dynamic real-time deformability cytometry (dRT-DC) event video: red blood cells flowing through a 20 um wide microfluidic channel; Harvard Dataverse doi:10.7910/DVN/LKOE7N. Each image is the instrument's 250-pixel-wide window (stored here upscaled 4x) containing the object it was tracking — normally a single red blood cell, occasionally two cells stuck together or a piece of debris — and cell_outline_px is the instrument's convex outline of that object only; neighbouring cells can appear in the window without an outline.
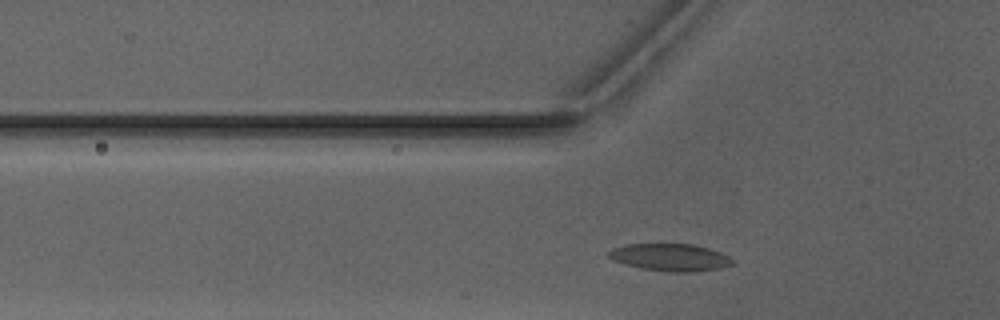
{"species": "Egyptian fruit bat (a non-hibernating species)", "species_latin": "Rousettus aegyptiacus", "temperature_condition": "warm", "stored_images_in_passage": 30, "camera_frame_rate_fps": 3000, "um_per_image_px": 0.085, "animal": {"sex": "male"}, "frame": {"image": 1, "passage_image": 6, "time_ms": 1.667, "image_size_px": [1000, 320], "cell_outline_px": [[736, 260], [732, 264], [720, 268], [696, 272], [668, 272], [640, 268], [624, 264], [612, 260], [608, 256], [608, 252], [612, 248], [628, 244], [696, 244], [720, 252]], "centroid_in_image_um": [56.98, 21.88], "position_along_channel_um": 68.8, "area_um2": 19.88}}
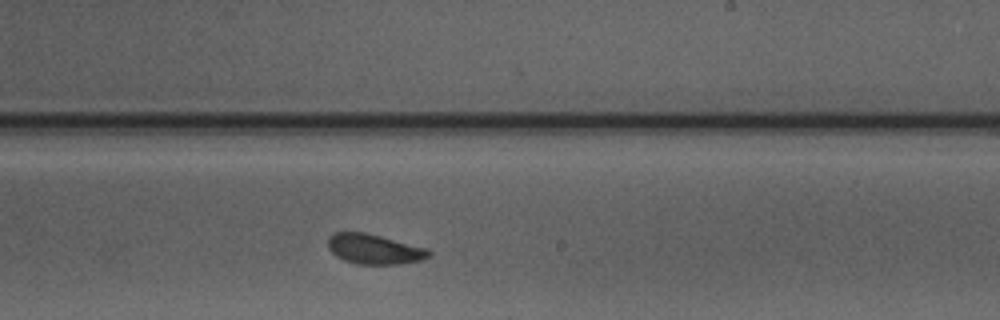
{"frame": {"image": 2, "passage_image": 20, "time_ms": 6.333, "image_size_px": [1000, 320], "cell_outline_px": [[432, 252], [428, 256], [420, 260], [400, 264], [356, 264], [344, 260], [336, 256], [328, 248], [328, 236], [332, 232], [364, 232], [428, 248]], "centroid_in_image_um": [31.78, 21.17], "position_along_channel_um": 257.2, "area_um2": 17.63}}
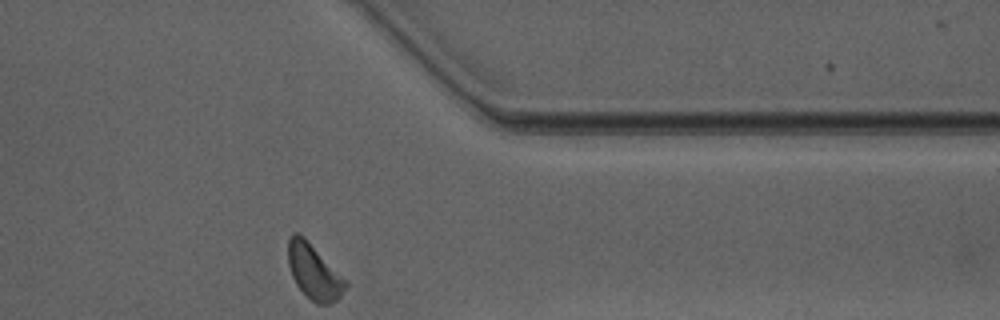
{"frame": {"image": 3, "passage_image": 30, "time_ms": 9.667, "image_size_px": [1000, 320], "cell_outline_px": [[348, 284], [340, 296], [336, 300], [328, 304], [316, 304], [296, 284], [292, 276], [288, 264], [288, 240], [296, 232], [304, 236], [348, 280]], "centroid_in_image_um": [26.71, 23.08], "position_along_channel_um": 384.7, "area_um2": 18.38}, "authors_computed_cell_mechanics": {"area_um2": 17.9758, "velocity_mm_per_s": 4.0714, "shape_relaxation_time_tau1_ms": 4.0938, "shape_relaxation_time_tau2_ms": 2.6362, "deformation_change_tau1": 0.0974, "deformation_change_tau2": 0.0905}}